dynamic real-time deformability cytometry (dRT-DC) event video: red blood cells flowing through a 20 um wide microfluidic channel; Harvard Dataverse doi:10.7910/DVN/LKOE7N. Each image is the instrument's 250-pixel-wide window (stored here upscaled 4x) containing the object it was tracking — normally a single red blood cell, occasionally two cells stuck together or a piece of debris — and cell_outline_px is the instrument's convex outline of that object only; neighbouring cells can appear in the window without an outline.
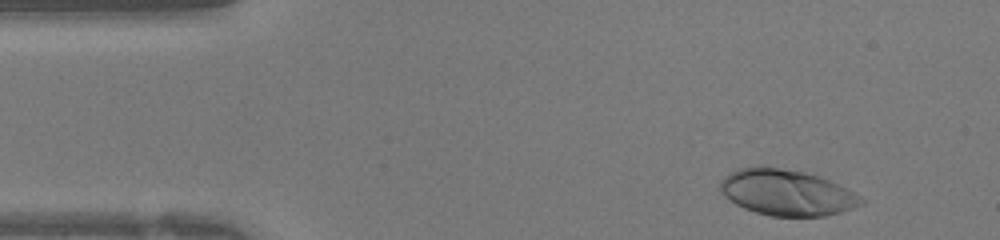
{"species": "human", "species_latin": "Homo sapiens", "temperature_condition": "warm", "stored_images_in_passage": 31, "camera_frame_rate_fps": 3000, "um_per_image_px": 0.085, "donor": {"sex": "female"}, "frame": {"image": 1, "passage_image": 1, "time_ms": 0.0, "image_size_px": [1000, 240], "cell_outline_px": [[864, 204], [840, 212], [824, 216], [772, 216], [756, 212], [744, 208], [736, 204], [724, 196], [720, 192], [720, 180], [724, 176], [740, 168], [756, 164], [760, 164], [804, 172], [820, 176], [860, 196], [864, 200]], "centroid_in_image_um": [66.82, 16.35], "position_along_channel_um": 18.2, "area_um2": 37.8}}
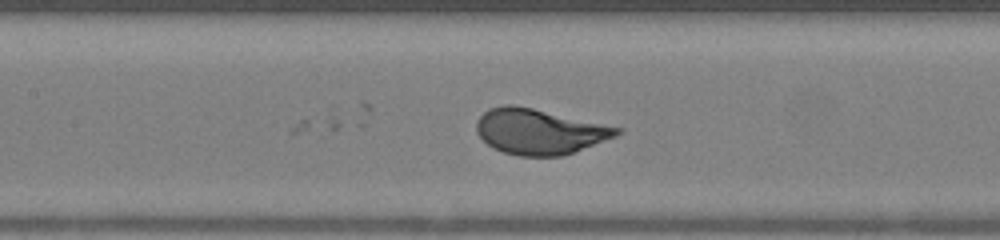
{"frame": {"image": 2, "passage_image": 15, "time_ms": 4.667, "image_size_px": [1000, 240], "cell_outline_px": [[624, 132], [616, 136], [572, 152], [560, 156], [520, 156], [504, 152], [492, 148], [476, 132], [476, 120], [488, 108], [504, 104], [512, 104], [532, 108], [624, 128]], "centroid_in_image_um": [45.83, 11.17], "position_along_channel_um": 161.6, "area_um2": 37.05}}
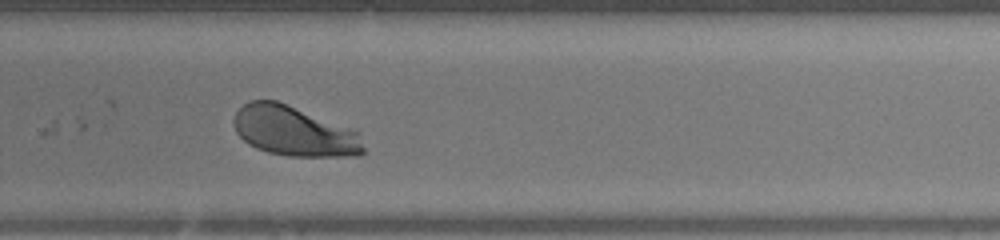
{"frame": {"image": 3, "passage_image": 24, "time_ms": 7.667, "image_size_px": [1000, 240], "cell_outline_px": [[364, 152], [360, 156], [288, 156], [268, 152], [256, 148], [248, 144], [236, 132], [232, 124], [232, 120], [236, 112], [248, 100], [276, 100], [360, 132], [364, 148]], "centroid_in_image_um": [24.98, 11.16], "position_along_channel_um": 304.8, "area_um2": 37.74}}